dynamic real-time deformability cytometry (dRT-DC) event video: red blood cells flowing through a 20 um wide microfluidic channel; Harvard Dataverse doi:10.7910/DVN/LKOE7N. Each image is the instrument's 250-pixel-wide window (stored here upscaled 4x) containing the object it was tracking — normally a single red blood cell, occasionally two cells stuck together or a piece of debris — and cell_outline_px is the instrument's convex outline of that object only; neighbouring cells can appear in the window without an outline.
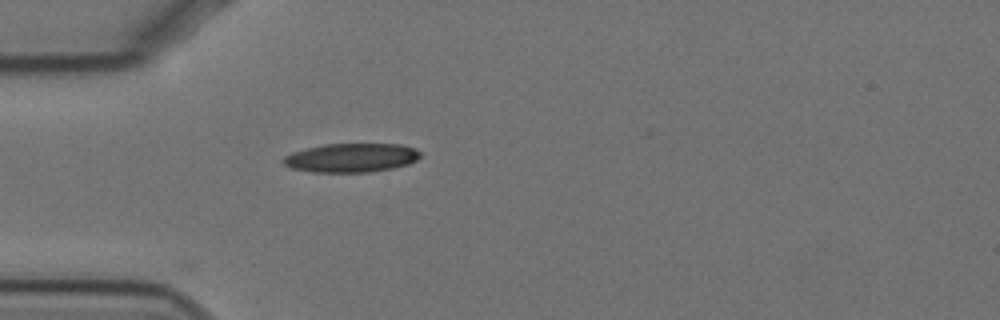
{"species": "Egyptian fruit bat (a non-hibernating species)", "species_latin": "Rousettus aegyptiacus", "temperature_condition": "cold", "stored_images_in_passage": 3, "camera_frame_rate_fps": 3000, "um_per_image_px": 0.085, "animal": {"sex": "female"}, "frame": {"image": 1, "passage_image": 1, "time_ms": 0.0, "image_size_px": [1000, 320], "cell_outline_px": [[420, 156], [416, 160], [408, 164], [392, 168], [368, 172], [312, 172], [292, 168], [284, 164], [280, 160], [284, 156], [292, 152], [324, 144], [400, 144], [416, 148], [420, 152]], "centroid_in_image_um": [29.85, 13.41], "position_along_channel_um": 55.2, "area_um2": 23.06}}